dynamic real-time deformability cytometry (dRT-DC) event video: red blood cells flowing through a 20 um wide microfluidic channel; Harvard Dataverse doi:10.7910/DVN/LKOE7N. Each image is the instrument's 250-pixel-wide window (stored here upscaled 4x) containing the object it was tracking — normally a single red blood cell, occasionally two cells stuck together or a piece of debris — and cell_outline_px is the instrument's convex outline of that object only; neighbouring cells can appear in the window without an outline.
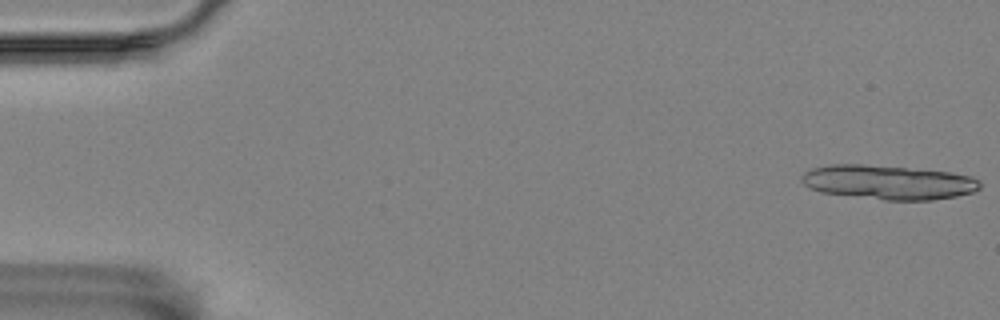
{"species": "Egyptian fruit bat (a non-hibernating species)", "species_latin": "Rousettus aegyptiacus", "temperature_condition": "room temperature", "stored_images_in_passage": 15, "camera_frame_rate_fps": 3000, "um_per_image_px": 0.085, "animal": {"sex": "female"}, "frame": {"image": 1, "passage_image": 1, "time_ms": 0.0, "image_size_px": [1000, 320], "cell_outline_px": [[980, 188], [972, 192], [956, 196], [932, 200], [884, 200], [820, 192], [804, 184], [800, 180], [800, 176], [804, 172], [812, 168], [832, 164], [860, 164], [948, 172], [972, 176], [980, 180]], "centroid_in_image_um": [75.49, 15.5], "position_along_channel_um": 9.5, "area_um2": 35.43}}